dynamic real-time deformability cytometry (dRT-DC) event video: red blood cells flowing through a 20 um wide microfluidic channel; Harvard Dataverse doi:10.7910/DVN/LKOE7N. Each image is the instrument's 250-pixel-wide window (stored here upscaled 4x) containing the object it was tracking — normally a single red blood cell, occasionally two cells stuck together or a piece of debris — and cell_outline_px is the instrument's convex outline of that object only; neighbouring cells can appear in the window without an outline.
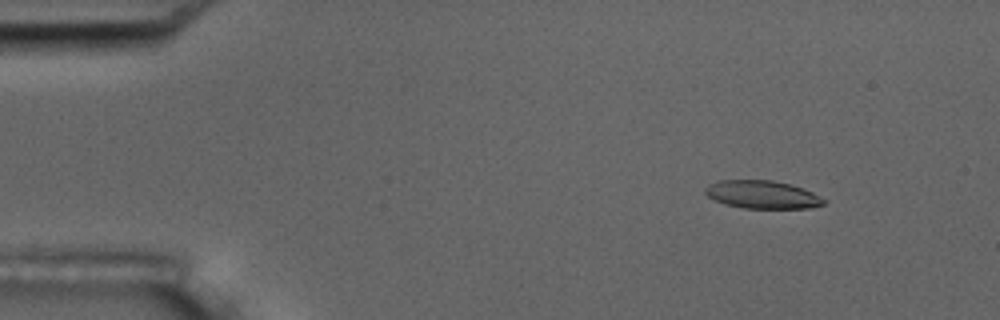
{"species": "common noctule bat (a hibernating species)", "species_latin": "Nyctalus noctula", "temperature_condition": "room temperature", "stored_images_in_passage": 7, "camera_frame_rate_fps": 3000, "um_per_image_px": 0.085, "animal": {"sex": "male", "body_mass_g": 17.5, "forearm_length_mm": 52.3}, "frame": {"image": 1, "passage_image": 2, "time_ms": 1.0, "image_size_px": [1000, 320], "cell_outline_px": [[828, 200], [824, 204], [812, 208], [744, 208], [724, 204], [708, 196], [704, 192], [704, 188], [708, 184], [716, 180], [772, 180], [804, 188]], "centroid_in_image_um": [64.8, 16.53], "position_along_channel_um": 20.2, "area_um2": 19.48}}
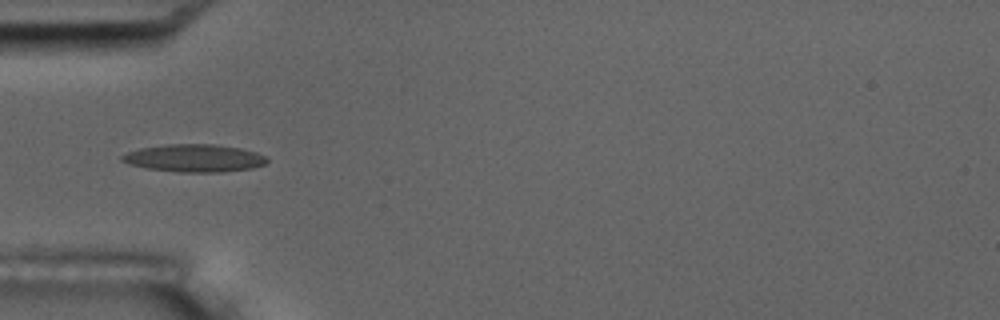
{"frame": {"image": 2, "passage_image": 5, "time_ms": 4.667, "image_size_px": [1000, 320], "cell_outline_px": [[268, 160], [264, 164], [252, 168], [224, 172], [180, 172], [148, 168], [132, 164], [120, 160], [120, 156], [128, 152], [140, 148], [168, 144], [212, 144], [240, 148], [256, 152], [264, 156]], "centroid_in_image_um": [16.52, 13.44], "position_along_channel_um": 68.5, "area_um2": 23.12}}